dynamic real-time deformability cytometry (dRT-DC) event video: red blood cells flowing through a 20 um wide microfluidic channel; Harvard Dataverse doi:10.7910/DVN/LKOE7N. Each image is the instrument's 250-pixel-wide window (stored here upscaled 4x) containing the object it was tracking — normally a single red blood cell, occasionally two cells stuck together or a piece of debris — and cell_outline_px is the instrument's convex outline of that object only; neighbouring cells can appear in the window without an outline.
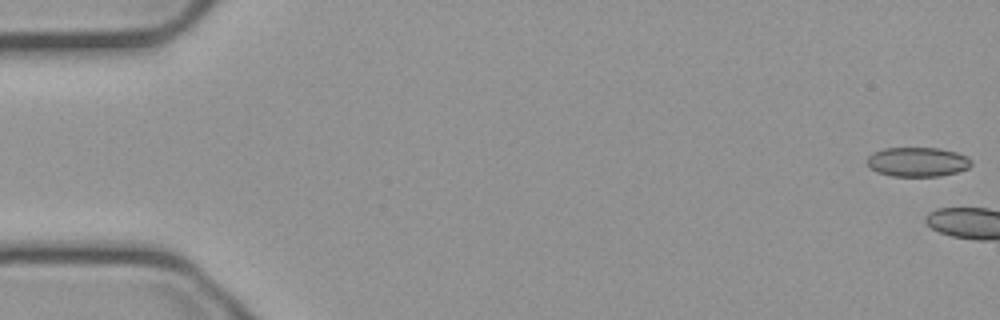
{"species": "common noctule bat (a hibernating species)", "species_latin": "Nyctalus noctula", "temperature_condition": "cold", "stored_images_in_passage": 12, "camera_frame_rate_fps": 3000, "um_per_image_px": 0.085, "animal": {"sex": "male", "body_mass_g": 23.1, "forearm_length_mm": 52.7}, "frame": {"image": 1, "passage_image": 1, "time_ms": 0.0, "image_size_px": [1000, 320], "cell_outline_px": [[972, 164], [968, 168], [956, 172], [940, 176], [892, 176], [876, 172], [868, 164], [868, 156], [872, 152], [884, 148], [940, 148], [956, 152], [968, 156], [972, 160]], "centroid_in_image_um": [78.01, 13.75], "position_along_channel_um": 7.0, "area_um2": 17.92}}